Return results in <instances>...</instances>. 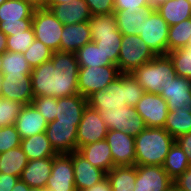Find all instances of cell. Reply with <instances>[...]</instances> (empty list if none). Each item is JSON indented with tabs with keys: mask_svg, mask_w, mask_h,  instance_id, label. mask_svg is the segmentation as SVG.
<instances>
[{
	"mask_svg": "<svg viewBox=\"0 0 191 191\" xmlns=\"http://www.w3.org/2000/svg\"><path fill=\"white\" fill-rule=\"evenodd\" d=\"M92 42L117 65L122 41V33L119 31L114 13L93 15L88 21Z\"/></svg>",
	"mask_w": 191,
	"mask_h": 191,
	"instance_id": "4",
	"label": "cell"
},
{
	"mask_svg": "<svg viewBox=\"0 0 191 191\" xmlns=\"http://www.w3.org/2000/svg\"><path fill=\"white\" fill-rule=\"evenodd\" d=\"M166 191H182L174 183L171 184Z\"/></svg>",
	"mask_w": 191,
	"mask_h": 191,
	"instance_id": "54",
	"label": "cell"
},
{
	"mask_svg": "<svg viewBox=\"0 0 191 191\" xmlns=\"http://www.w3.org/2000/svg\"><path fill=\"white\" fill-rule=\"evenodd\" d=\"M21 137L15 125L0 127V153L19 147Z\"/></svg>",
	"mask_w": 191,
	"mask_h": 191,
	"instance_id": "42",
	"label": "cell"
},
{
	"mask_svg": "<svg viewBox=\"0 0 191 191\" xmlns=\"http://www.w3.org/2000/svg\"><path fill=\"white\" fill-rule=\"evenodd\" d=\"M2 55L3 54H0V76H1V73H2Z\"/></svg>",
	"mask_w": 191,
	"mask_h": 191,
	"instance_id": "56",
	"label": "cell"
},
{
	"mask_svg": "<svg viewBox=\"0 0 191 191\" xmlns=\"http://www.w3.org/2000/svg\"><path fill=\"white\" fill-rule=\"evenodd\" d=\"M23 104L0 97V127L15 125Z\"/></svg>",
	"mask_w": 191,
	"mask_h": 191,
	"instance_id": "40",
	"label": "cell"
},
{
	"mask_svg": "<svg viewBox=\"0 0 191 191\" xmlns=\"http://www.w3.org/2000/svg\"><path fill=\"white\" fill-rule=\"evenodd\" d=\"M107 133L108 128L100 112L87 105L77 129V150L87 144L104 140Z\"/></svg>",
	"mask_w": 191,
	"mask_h": 191,
	"instance_id": "12",
	"label": "cell"
},
{
	"mask_svg": "<svg viewBox=\"0 0 191 191\" xmlns=\"http://www.w3.org/2000/svg\"><path fill=\"white\" fill-rule=\"evenodd\" d=\"M119 74L117 65L79 67L78 92L88 98L96 91L105 90Z\"/></svg>",
	"mask_w": 191,
	"mask_h": 191,
	"instance_id": "8",
	"label": "cell"
},
{
	"mask_svg": "<svg viewBox=\"0 0 191 191\" xmlns=\"http://www.w3.org/2000/svg\"><path fill=\"white\" fill-rule=\"evenodd\" d=\"M145 91L131 73H120L105 90L94 92L87 98L88 105L100 111L101 109L135 107Z\"/></svg>",
	"mask_w": 191,
	"mask_h": 191,
	"instance_id": "2",
	"label": "cell"
},
{
	"mask_svg": "<svg viewBox=\"0 0 191 191\" xmlns=\"http://www.w3.org/2000/svg\"><path fill=\"white\" fill-rule=\"evenodd\" d=\"M39 113L47 120L51 122L56 117L57 98L56 97H34L31 103Z\"/></svg>",
	"mask_w": 191,
	"mask_h": 191,
	"instance_id": "41",
	"label": "cell"
},
{
	"mask_svg": "<svg viewBox=\"0 0 191 191\" xmlns=\"http://www.w3.org/2000/svg\"><path fill=\"white\" fill-rule=\"evenodd\" d=\"M77 129L73 123L54 120L48 123L45 133L57 154H70L77 151Z\"/></svg>",
	"mask_w": 191,
	"mask_h": 191,
	"instance_id": "15",
	"label": "cell"
},
{
	"mask_svg": "<svg viewBox=\"0 0 191 191\" xmlns=\"http://www.w3.org/2000/svg\"><path fill=\"white\" fill-rule=\"evenodd\" d=\"M34 10L24 0H6L0 5V30L6 36L28 30L32 26Z\"/></svg>",
	"mask_w": 191,
	"mask_h": 191,
	"instance_id": "6",
	"label": "cell"
},
{
	"mask_svg": "<svg viewBox=\"0 0 191 191\" xmlns=\"http://www.w3.org/2000/svg\"><path fill=\"white\" fill-rule=\"evenodd\" d=\"M88 105L86 97L75 94L57 98L56 117L58 123H73L79 125L83 111Z\"/></svg>",
	"mask_w": 191,
	"mask_h": 191,
	"instance_id": "21",
	"label": "cell"
},
{
	"mask_svg": "<svg viewBox=\"0 0 191 191\" xmlns=\"http://www.w3.org/2000/svg\"><path fill=\"white\" fill-rule=\"evenodd\" d=\"M79 64L76 53L53 52L52 58L32 69L34 97H67L78 92Z\"/></svg>",
	"mask_w": 191,
	"mask_h": 191,
	"instance_id": "1",
	"label": "cell"
},
{
	"mask_svg": "<svg viewBox=\"0 0 191 191\" xmlns=\"http://www.w3.org/2000/svg\"><path fill=\"white\" fill-rule=\"evenodd\" d=\"M177 76L191 80V49L179 48L168 52Z\"/></svg>",
	"mask_w": 191,
	"mask_h": 191,
	"instance_id": "37",
	"label": "cell"
},
{
	"mask_svg": "<svg viewBox=\"0 0 191 191\" xmlns=\"http://www.w3.org/2000/svg\"><path fill=\"white\" fill-rule=\"evenodd\" d=\"M175 140L191 132V109L176 108L168 111L163 127Z\"/></svg>",
	"mask_w": 191,
	"mask_h": 191,
	"instance_id": "31",
	"label": "cell"
},
{
	"mask_svg": "<svg viewBox=\"0 0 191 191\" xmlns=\"http://www.w3.org/2000/svg\"><path fill=\"white\" fill-rule=\"evenodd\" d=\"M20 147L28 160L43 159L57 155L45 132L21 139Z\"/></svg>",
	"mask_w": 191,
	"mask_h": 191,
	"instance_id": "28",
	"label": "cell"
},
{
	"mask_svg": "<svg viewBox=\"0 0 191 191\" xmlns=\"http://www.w3.org/2000/svg\"><path fill=\"white\" fill-rule=\"evenodd\" d=\"M191 165L188 158L180 145L175 142L169 153L166 155L163 169L167 172L168 176L174 181L180 175H182Z\"/></svg>",
	"mask_w": 191,
	"mask_h": 191,
	"instance_id": "32",
	"label": "cell"
},
{
	"mask_svg": "<svg viewBox=\"0 0 191 191\" xmlns=\"http://www.w3.org/2000/svg\"><path fill=\"white\" fill-rule=\"evenodd\" d=\"M191 36V18L169 27L167 53L187 46Z\"/></svg>",
	"mask_w": 191,
	"mask_h": 191,
	"instance_id": "35",
	"label": "cell"
},
{
	"mask_svg": "<svg viewBox=\"0 0 191 191\" xmlns=\"http://www.w3.org/2000/svg\"><path fill=\"white\" fill-rule=\"evenodd\" d=\"M175 139L164 128H144L136 137L135 165L164 164Z\"/></svg>",
	"mask_w": 191,
	"mask_h": 191,
	"instance_id": "3",
	"label": "cell"
},
{
	"mask_svg": "<svg viewBox=\"0 0 191 191\" xmlns=\"http://www.w3.org/2000/svg\"><path fill=\"white\" fill-rule=\"evenodd\" d=\"M145 7H149L148 0H114V11L137 12Z\"/></svg>",
	"mask_w": 191,
	"mask_h": 191,
	"instance_id": "44",
	"label": "cell"
},
{
	"mask_svg": "<svg viewBox=\"0 0 191 191\" xmlns=\"http://www.w3.org/2000/svg\"><path fill=\"white\" fill-rule=\"evenodd\" d=\"M29 188L30 187L24 181L19 179L16 185L12 188V191H29Z\"/></svg>",
	"mask_w": 191,
	"mask_h": 191,
	"instance_id": "51",
	"label": "cell"
},
{
	"mask_svg": "<svg viewBox=\"0 0 191 191\" xmlns=\"http://www.w3.org/2000/svg\"><path fill=\"white\" fill-rule=\"evenodd\" d=\"M77 151L93 166L104 170L106 173L116 166L113 162L110 146L105 139L82 146Z\"/></svg>",
	"mask_w": 191,
	"mask_h": 191,
	"instance_id": "26",
	"label": "cell"
},
{
	"mask_svg": "<svg viewBox=\"0 0 191 191\" xmlns=\"http://www.w3.org/2000/svg\"><path fill=\"white\" fill-rule=\"evenodd\" d=\"M91 15H103L114 13V0H85Z\"/></svg>",
	"mask_w": 191,
	"mask_h": 191,
	"instance_id": "43",
	"label": "cell"
},
{
	"mask_svg": "<svg viewBox=\"0 0 191 191\" xmlns=\"http://www.w3.org/2000/svg\"><path fill=\"white\" fill-rule=\"evenodd\" d=\"M0 97L29 105L34 98L30 74H1Z\"/></svg>",
	"mask_w": 191,
	"mask_h": 191,
	"instance_id": "13",
	"label": "cell"
},
{
	"mask_svg": "<svg viewBox=\"0 0 191 191\" xmlns=\"http://www.w3.org/2000/svg\"><path fill=\"white\" fill-rule=\"evenodd\" d=\"M72 157L76 191H84L106 178V172L93 166L78 151Z\"/></svg>",
	"mask_w": 191,
	"mask_h": 191,
	"instance_id": "20",
	"label": "cell"
},
{
	"mask_svg": "<svg viewBox=\"0 0 191 191\" xmlns=\"http://www.w3.org/2000/svg\"><path fill=\"white\" fill-rule=\"evenodd\" d=\"M6 0H0V5L3 3V2H5Z\"/></svg>",
	"mask_w": 191,
	"mask_h": 191,
	"instance_id": "58",
	"label": "cell"
},
{
	"mask_svg": "<svg viewBox=\"0 0 191 191\" xmlns=\"http://www.w3.org/2000/svg\"><path fill=\"white\" fill-rule=\"evenodd\" d=\"M151 10L150 7H145L137 12L127 10L114 11L116 23L122 35L139 36L143 27V21H145Z\"/></svg>",
	"mask_w": 191,
	"mask_h": 191,
	"instance_id": "27",
	"label": "cell"
},
{
	"mask_svg": "<svg viewBox=\"0 0 191 191\" xmlns=\"http://www.w3.org/2000/svg\"><path fill=\"white\" fill-rule=\"evenodd\" d=\"M84 191H112V188H111L110 183L106 177L105 179H103L99 183L93 185L92 187H90Z\"/></svg>",
	"mask_w": 191,
	"mask_h": 191,
	"instance_id": "48",
	"label": "cell"
},
{
	"mask_svg": "<svg viewBox=\"0 0 191 191\" xmlns=\"http://www.w3.org/2000/svg\"><path fill=\"white\" fill-rule=\"evenodd\" d=\"M24 1L29 3L35 9L47 8L48 0H24Z\"/></svg>",
	"mask_w": 191,
	"mask_h": 191,
	"instance_id": "49",
	"label": "cell"
},
{
	"mask_svg": "<svg viewBox=\"0 0 191 191\" xmlns=\"http://www.w3.org/2000/svg\"><path fill=\"white\" fill-rule=\"evenodd\" d=\"M167 102L168 111L173 112L177 107L191 109V80L176 76L163 84L159 92Z\"/></svg>",
	"mask_w": 191,
	"mask_h": 191,
	"instance_id": "17",
	"label": "cell"
},
{
	"mask_svg": "<svg viewBox=\"0 0 191 191\" xmlns=\"http://www.w3.org/2000/svg\"><path fill=\"white\" fill-rule=\"evenodd\" d=\"M28 159L21 147L10 149L0 153V172L21 177L22 171L26 167Z\"/></svg>",
	"mask_w": 191,
	"mask_h": 191,
	"instance_id": "33",
	"label": "cell"
},
{
	"mask_svg": "<svg viewBox=\"0 0 191 191\" xmlns=\"http://www.w3.org/2000/svg\"><path fill=\"white\" fill-rule=\"evenodd\" d=\"M173 184L162 166L137 165V177L133 191H166Z\"/></svg>",
	"mask_w": 191,
	"mask_h": 191,
	"instance_id": "19",
	"label": "cell"
},
{
	"mask_svg": "<svg viewBox=\"0 0 191 191\" xmlns=\"http://www.w3.org/2000/svg\"><path fill=\"white\" fill-rule=\"evenodd\" d=\"M64 25L55 17L50 9H35L32 29L35 39L44 43L52 51H60V39Z\"/></svg>",
	"mask_w": 191,
	"mask_h": 191,
	"instance_id": "9",
	"label": "cell"
},
{
	"mask_svg": "<svg viewBox=\"0 0 191 191\" xmlns=\"http://www.w3.org/2000/svg\"><path fill=\"white\" fill-rule=\"evenodd\" d=\"M79 67H98L115 65L108 57H105L104 53L97 46L95 42L85 44L76 52Z\"/></svg>",
	"mask_w": 191,
	"mask_h": 191,
	"instance_id": "34",
	"label": "cell"
},
{
	"mask_svg": "<svg viewBox=\"0 0 191 191\" xmlns=\"http://www.w3.org/2000/svg\"><path fill=\"white\" fill-rule=\"evenodd\" d=\"M186 154L191 165V132H188L175 140Z\"/></svg>",
	"mask_w": 191,
	"mask_h": 191,
	"instance_id": "47",
	"label": "cell"
},
{
	"mask_svg": "<svg viewBox=\"0 0 191 191\" xmlns=\"http://www.w3.org/2000/svg\"><path fill=\"white\" fill-rule=\"evenodd\" d=\"M7 51V36L0 30V54Z\"/></svg>",
	"mask_w": 191,
	"mask_h": 191,
	"instance_id": "50",
	"label": "cell"
},
{
	"mask_svg": "<svg viewBox=\"0 0 191 191\" xmlns=\"http://www.w3.org/2000/svg\"><path fill=\"white\" fill-rule=\"evenodd\" d=\"M55 17L63 24L84 23L92 17L85 0H73L71 3L55 4L50 8Z\"/></svg>",
	"mask_w": 191,
	"mask_h": 191,
	"instance_id": "24",
	"label": "cell"
},
{
	"mask_svg": "<svg viewBox=\"0 0 191 191\" xmlns=\"http://www.w3.org/2000/svg\"><path fill=\"white\" fill-rule=\"evenodd\" d=\"M20 178L10 174H4L0 172V191H12V188L16 185Z\"/></svg>",
	"mask_w": 191,
	"mask_h": 191,
	"instance_id": "46",
	"label": "cell"
},
{
	"mask_svg": "<svg viewBox=\"0 0 191 191\" xmlns=\"http://www.w3.org/2000/svg\"><path fill=\"white\" fill-rule=\"evenodd\" d=\"M73 0H48L47 1V9H50L55 4H61V3H71Z\"/></svg>",
	"mask_w": 191,
	"mask_h": 191,
	"instance_id": "53",
	"label": "cell"
},
{
	"mask_svg": "<svg viewBox=\"0 0 191 191\" xmlns=\"http://www.w3.org/2000/svg\"><path fill=\"white\" fill-rule=\"evenodd\" d=\"M169 0H148V5L151 9L158 8L161 4L165 3Z\"/></svg>",
	"mask_w": 191,
	"mask_h": 191,
	"instance_id": "52",
	"label": "cell"
},
{
	"mask_svg": "<svg viewBox=\"0 0 191 191\" xmlns=\"http://www.w3.org/2000/svg\"><path fill=\"white\" fill-rule=\"evenodd\" d=\"M99 112L108 130L123 131L136 137L146 128L143 118L137 113L135 107L122 106L120 108L101 109Z\"/></svg>",
	"mask_w": 191,
	"mask_h": 191,
	"instance_id": "10",
	"label": "cell"
},
{
	"mask_svg": "<svg viewBox=\"0 0 191 191\" xmlns=\"http://www.w3.org/2000/svg\"><path fill=\"white\" fill-rule=\"evenodd\" d=\"M34 40L32 26L24 32L13 33V35L7 36V51L25 53Z\"/></svg>",
	"mask_w": 191,
	"mask_h": 191,
	"instance_id": "39",
	"label": "cell"
},
{
	"mask_svg": "<svg viewBox=\"0 0 191 191\" xmlns=\"http://www.w3.org/2000/svg\"><path fill=\"white\" fill-rule=\"evenodd\" d=\"M32 68L23 53L6 51L2 55L1 74H31Z\"/></svg>",
	"mask_w": 191,
	"mask_h": 191,
	"instance_id": "36",
	"label": "cell"
},
{
	"mask_svg": "<svg viewBox=\"0 0 191 191\" xmlns=\"http://www.w3.org/2000/svg\"><path fill=\"white\" fill-rule=\"evenodd\" d=\"M146 127L163 128L168 114L167 102L160 94L144 93L135 106Z\"/></svg>",
	"mask_w": 191,
	"mask_h": 191,
	"instance_id": "14",
	"label": "cell"
},
{
	"mask_svg": "<svg viewBox=\"0 0 191 191\" xmlns=\"http://www.w3.org/2000/svg\"><path fill=\"white\" fill-rule=\"evenodd\" d=\"M173 183L182 191H191V166Z\"/></svg>",
	"mask_w": 191,
	"mask_h": 191,
	"instance_id": "45",
	"label": "cell"
},
{
	"mask_svg": "<svg viewBox=\"0 0 191 191\" xmlns=\"http://www.w3.org/2000/svg\"><path fill=\"white\" fill-rule=\"evenodd\" d=\"M53 159L54 157L28 160L20 179L29 187L46 188L52 172Z\"/></svg>",
	"mask_w": 191,
	"mask_h": 191,
	"instance_id": "25",
	"label": "cell"
},
{
	"mask_svg": "<svg viewBox=\"0 0 191 191\" xmlns=\"http://www.w3.org/2000/svg\"><path fill=\"white\" fill-rule=\"evenodd\" d=\"M131 74L146 93L154 94H159L163 84L177 76L167 54L155 56L151 61L136 68Z\"/></svg>",
	"mask_w": 191,
	"mask_h": 191,
	"instance_id": "5",
	"label": "cell"
},
{
	"mask_svg": "<svg viewBox=\"0 0 191 191\" xmlns=\"http://www.w3.org/2000/svg\"><path fill=\"white\" fill-rule=\"evenodd\" d=\"M48 191H76L72 157L69 154L54 156L51 176L46 183Z\"/></svg>",
	"mask_w": 191,
	"mask_h": 191,
	"instance_id": "16",
	"label": "cell"
},
{
	"mask_svg": "<svg viewBox=\"0 0 191 191\" xmlns=\"http://www.w3.org/2000/svg\"><path fill=\"white\" fill-rule=\"evenodd\" d=\"M29 191H48L46 188L30 187Z\"/></svg>",
	"mask_w": 191,
	"mask_h": 191,
	"instance_id": "55",
	"label": "cell"
},
{
	"mask_svg": "<svg viewBox=\"0 0 191 191\" xmlns=\"http://www.w3.org/2000/svg\"><path fill=\"white\" fill-rule=\"evenodd\" d=\"M91 41V31L88 21L73 25L65 24L60 39V51L76 53Z\"/></svg>",
	"mask_w": 191,
	"mask_h": 191,
	"instance_id": "23",
	"label": "cell"
},
{
	"mask_svg": "<svg viewBox=\"0 0 191 191\" xmlns=\"http://www.w3.org/2000/svg\"><path fill=\"white\" fill-rule=\"evenodd\" d=\"M155 56L138 35H122L117 67L120 73H132Z\"/></svg>",
	"mask_w": 191,
	"mask_h": 191,
	"instance_id": "7",
	"label": "cell"
},
{
	"mask_svg": "<svg viewBox=\"0 0 191 191\" xmlns=\"http://www.w3.org/2000/svg\"><path fill=\"white\" fill-rule=\"evenodd\" d=\"M105 140L110 146L113 162L116 166L135 165V137L123 131L108 130Z\"/></svg>",
	"mask_w": 191,
	"mask_h": 191,
	"instance_id": "18",
	"label": "cell"
},
{
	"mask_svg": "<svg viewBox=\"0 0 191 191\" xmlns=\"http://www.w3.org/2000/svg\"><path fill=\"white\" fill-rule=\"evenodd\" d=\"M169 27L166 20L156 9H152L145 21H143L139 37L156 56L167 54Z\"/></svg>",
	"mask_w": 191,
	"mask_h": 191,
	"instance_id": "11",
	"label": "cell"
},
{
	"mask_svg": "<svg viewBox=\"0 0 191 191\" xmlns=\"http://www.w3.org/2000/svg\"><path fill=\"white\" fill-rule=\"evenodd\" d=\"M156 11L169 26L191 18V4L188 0H169L161 4Z\"/></svg>",
	"mask_w": 191,
	"mask_h": 191,
	"instance_id": "30",
	"label": "cell"
},
{
	"mask_svg": "<svg viewBox=\"0 0 191 191\" xmlns=\"http://www.w3.org/2000/svg\"><path fill=\"white\" fill-rule=\"evenodd\" d=\"M48 122L32 105H24L15 121L21 139L46 131Z\"/></svg>",
	"mask_w": 191,
	"mask_h": 191,
	"instance_id": "22",
	"label": "cell"
},
{
	"mask_svg": "<svg viewBox=\"0 0 191 191\" xmlns=\"http://www.w3.org/2000/svg\"><path fill=\"white\" fill-rule=\"evenodd\" d=\"M53 52L44 43L35 39L23 55L30 67L34 69L42 63L49 61L52 58Z\"/></svg>",
	"mask_w": 191,
	"mask_h": 191,
	"instance_id": "38",
	"label": "cell"
},
{
	"mask_svg": "<svg viewBox=\"0 0 191 191\" xmlns=\"http://www.w3.org/2000/svg\"><path fill=\"white\" fill-rule=\"evenodd\" d=\"M186 47L191 49V36L189 37V40H188Z\"/></svg>",
	"mask_w": 191,
	"mask_h": 191,
	"instance_id": "57",
	"label": "cell"
},
{
	"mask_svg": "<svg viewBox=\"0 0 191 191\" xmlns=\"http://www.w3.org/2000/svg\"><path fill=\"white\" fill-rule=\"evenodd\" d=\"M106 177L112 191H133L137 177V165L115 166L107 172Z\"/></svg>",
	"mask_w": 191,
	"mask_h": 191,
	"instance_id": "29",
	"label": "cell"
}]
</instances>
